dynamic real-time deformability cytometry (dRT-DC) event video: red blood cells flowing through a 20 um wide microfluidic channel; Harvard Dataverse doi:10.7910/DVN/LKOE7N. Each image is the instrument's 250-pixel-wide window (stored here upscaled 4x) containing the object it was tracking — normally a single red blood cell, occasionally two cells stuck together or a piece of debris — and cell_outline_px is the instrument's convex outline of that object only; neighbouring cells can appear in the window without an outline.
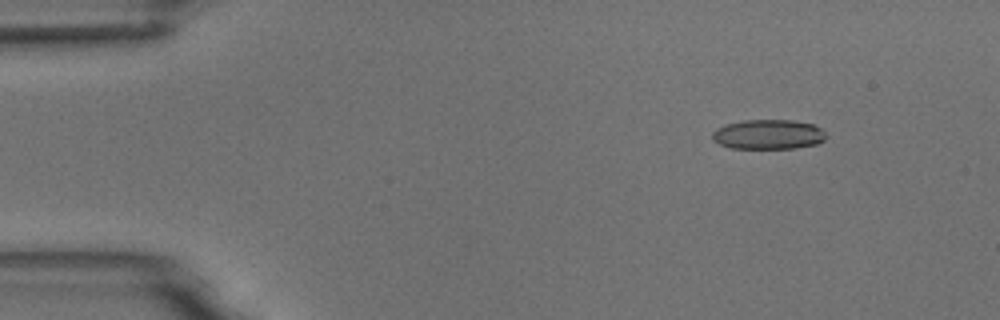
{"species": "common noctule bat (a hibernating species)", "species_latin": "Nyctalus noctula", "temperature_condition": "room temperature", "stored_images_in_passage": 9, "camera_frame_rate_fps": 3000, "um_per_image_px": 0.085, "animal": {"sex": "male", "body_mass_g": 18.8}, "frame": {"image": 1, "passage_image": 2, "time_ms": 2.0, "image_size_px": [1000, 320], "cell_outline_px": [[824, 140], [816, 144], [796, 148], [732, 148], [720, 144], [712, 140], [712, 132], [716, 128], [728, 124], [744, 120], [792, 120], [812, 124], [820, 128], [824, 132]], "centroid_in_image_um": [65.28, 11.42], "position_along_channel_um": 19.7, "area_um2": 19.54}}
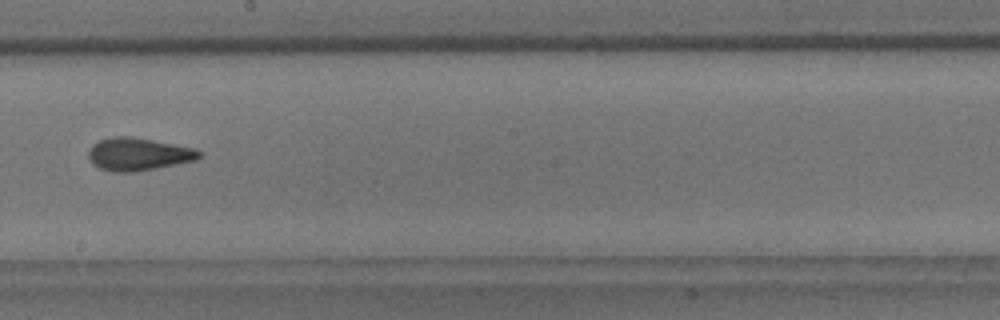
{"frame": {"image": 2, "passage_image": 9, "time_ms": 10.0, "image_size_px": [1000, 320], "cell_outline_px": [[200, 156], [196, 160], [156, 168], [132, 172], [112, 172], [100, 168], [92, 164], [88, 156], [88, 152], [92, 144], [100, 140], [112, 136], [132, 136], [196, 148], [200, 152]], "centroid_in_image_um": [11.73, 13.1], "position_along_channel_um": 236.5, "area_um2": 21.15}}